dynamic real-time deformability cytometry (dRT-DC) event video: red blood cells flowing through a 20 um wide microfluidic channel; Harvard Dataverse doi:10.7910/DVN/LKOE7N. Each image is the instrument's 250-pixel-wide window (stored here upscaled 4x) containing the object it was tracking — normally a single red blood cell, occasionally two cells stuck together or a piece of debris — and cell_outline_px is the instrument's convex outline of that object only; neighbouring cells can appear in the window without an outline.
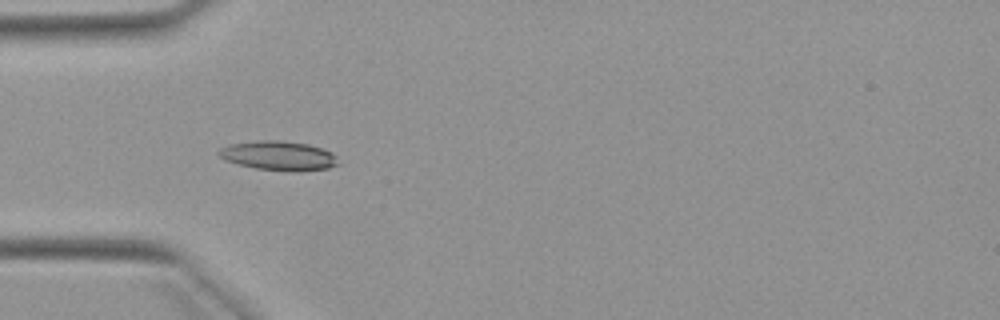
{"species": "Egyptian fruit bat (a non-hibernating species)", "species_latin": "Rousettus aegyptiacus", "temperature_condition": "warm", "stored_images_in_passage": 5, "camera_frame_rate_fps": 3000, "um_per_image_px": 0.085, "animal": {"sex": "female"}, "frame": {"image": 1, "passage_image": 4, "time_ms": 5.333, "image_size_px": [1000, 320], "cell_outline_px": [[340, 164], [328, 168], [256, 168], [224, 160], [216, 152], [220, 148], [232, 144], [260, 140], [280, 140], [308, 144], [320, 148], [336, 156]], "centroid_in_image_um": [23.62, 13.17], "position_along_channel_um": 61.4, "area_um2": 19.19}}
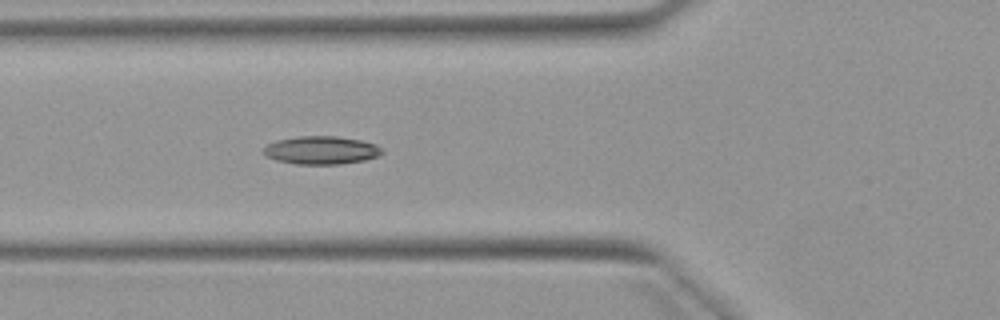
{"frame": {"image": 2, "passage_image": 5, "time_ms": 6.333, "image_size_px": [1000, 320], "cell_outline_px": [[384, 152], [380, 156], [364, 160], [340, 164], [296, 164], [276, 160], [268, 156], [264, 152], [264, 148], [268, 144], [276, 140], [300, 136], [336, 136], [360, 140], [376, 144], [384, 148]], "centroid_in_image_um": [27.37, 12.76], "position_along_channel_um": 98.4, "area_um2": 19.42}}